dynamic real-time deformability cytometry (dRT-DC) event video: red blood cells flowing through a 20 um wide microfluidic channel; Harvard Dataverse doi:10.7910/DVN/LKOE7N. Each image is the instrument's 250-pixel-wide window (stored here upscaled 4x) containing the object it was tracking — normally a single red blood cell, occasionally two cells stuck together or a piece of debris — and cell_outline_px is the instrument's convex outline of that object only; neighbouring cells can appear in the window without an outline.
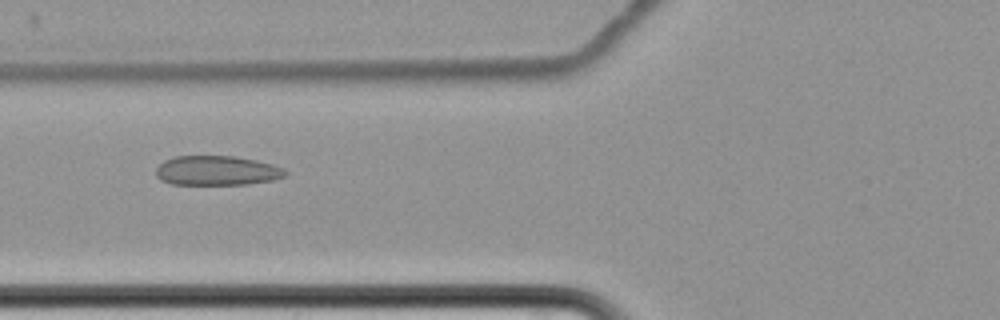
{"species": "common noctule bat (a hibernating species)", "species_latin": "Nyctalus noctula", "temperature_condition": "cold", "stored_images_in_passage": 7, "camera_frame_rate_fps": 3000, "um_per_image_px": 0.085, "animal": {"sex": "female", "body_mass_g": 22.7, "forearm_length_mm": 54.2}, "frame": {"image": 1, "passage_image": 7, "time_ms": 7.667, "image_size_px": [1000, 320], "cell_outline_px": [[288, 172], [284, 176], [272, 180], [248, 184], [172, 184], [160, 180], [156, 176], [156, 168], [164, 160], [172, 156], [232, 156], [256, 160], [272, 164], [284, 168]], "centroid_in_image_um": [18.41, 14.49], "position_along_channel_um": 107.4, "area_um2": 22.31}}